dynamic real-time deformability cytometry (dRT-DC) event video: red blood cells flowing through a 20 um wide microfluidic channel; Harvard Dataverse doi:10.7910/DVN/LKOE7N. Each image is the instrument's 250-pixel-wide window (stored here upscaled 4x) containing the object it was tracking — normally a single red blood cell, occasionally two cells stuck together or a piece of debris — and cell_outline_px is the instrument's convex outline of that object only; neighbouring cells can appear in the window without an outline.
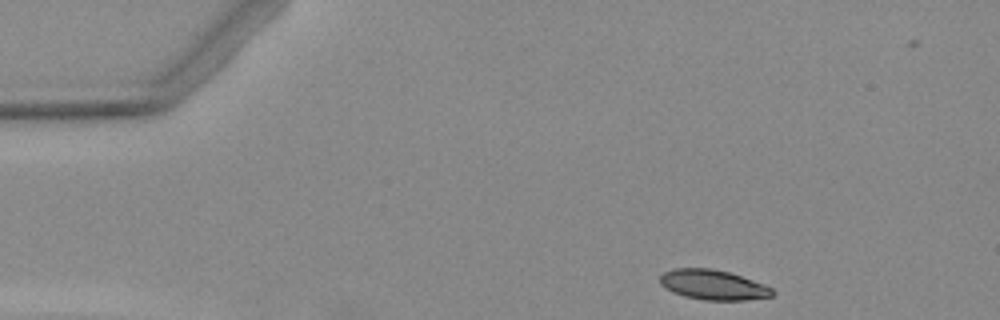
{"species": "Egyptian fruit bat (a non-hibernating species)", "species_latin": "Rousettus aegyptiacus", "temperature_condition": "warm", "stored_images_in_passage": 4, "camera_frame_rate_fps": 3000, "um_per_image_px": 0.085, "animal": {"sex": "female"}, "frame": {"image": 1, "passage_image": 1, "time_ms": 0.0, "image_size_px": [1000, 320], "cell_outline_px": [[776, 292], [772, 296], [744, 300], [704, 300], [684, 296], [672, 292], [660, 284], [660, 276], [664, 272], [672, 268], [712, 268], [728, 272], [764, 284], [772, 288]], "centroid_in_image_um": [60.6, 24.21], "position_along_channel_um": 24.4, "area_um2": 19.59}}
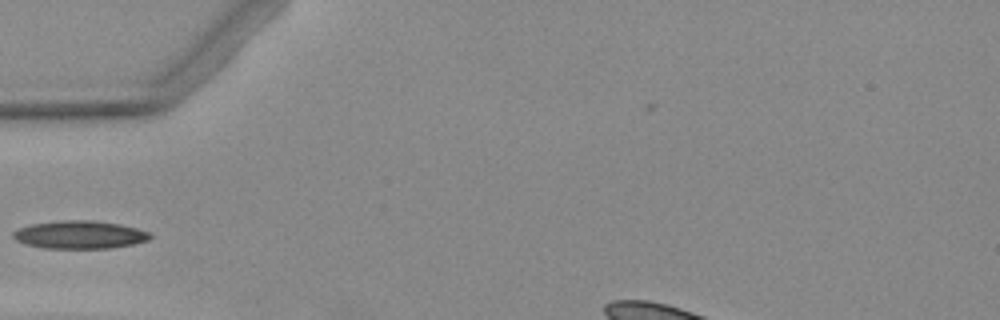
{"frame": {"image": 2, "passage_image": 3, "time_ms": 3.333, "image_size_px": [1000, 320], "cell_outline_px": [[152, 236], [148, 240], [132, 244], [112, 248], [48, 248], [24, 244], [16, 240], [12, 236], [12, 232], [20, 228], [32, 224], [56, 220], [96, 220], [120, 224], [152, 232]], "centroid_in_image_um": [6.79, 19.94], "position_along_channel_um": 78.2, "area_um2": 22.43}}
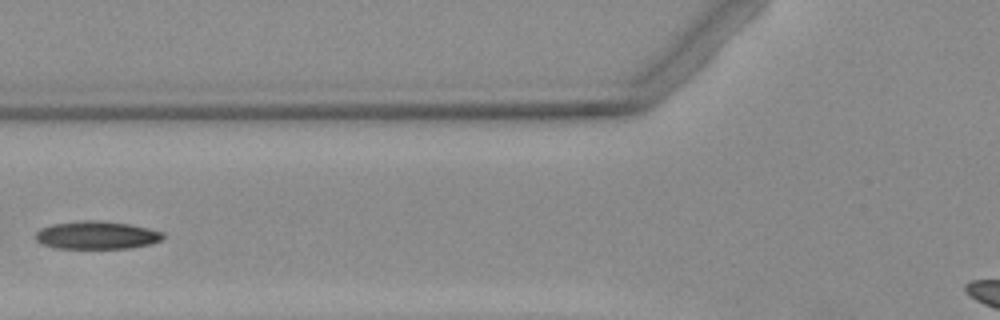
{"frame": {"image": 3, "passage_image": 4, "time_ms": 4.333, "image_size_px": [1000, 320], "cell_outline_px": [[164, 236], [160, 240], [148, 244], [128, 248], [56, 248], [44, 244], [36, 240], [36, 232], [40, 228], [52, 224], [84, 220], [104, 220], [128, 224], [148, 228], [164, 232]], "centroid_in_image_um": [8.21, 19.97], "position_along_channel_um": 117.6, "area_um2": 20.63}}